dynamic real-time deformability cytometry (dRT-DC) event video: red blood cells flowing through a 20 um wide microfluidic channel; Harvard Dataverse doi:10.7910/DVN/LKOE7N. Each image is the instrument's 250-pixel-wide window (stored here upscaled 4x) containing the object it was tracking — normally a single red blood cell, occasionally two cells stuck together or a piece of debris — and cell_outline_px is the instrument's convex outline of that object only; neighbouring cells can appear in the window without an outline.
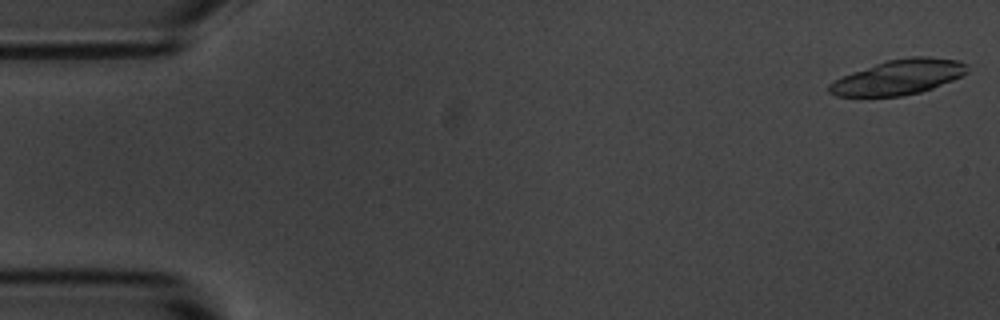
{"species": "common noctule bat (a hibernating species)", "species_latin": "Nyctalus noctula", "temperature_condition": "room temperature", "stored_images_in_passage": 31, "camera_frame_rate_fps": 3000, "um_per_image_px": 0.085, "animal": {"sex": "male", "body_mass_g": 20.1, "forearm_length_mm": 53.5}, "frame": {"image": 1, "passage_image": 1, "time_ms": 0.0, "image_size_px": [1000, 320], "cell_outline_px": [[968, 72], [952, 80], [932, 88], [920, 92], [900, 96], [836, 96], [828, 92], [828, 84], [852, 72], [888, 60], [912, 56], [928, 56], [960, 60], [968, 64]], "centroid_in_image_um": [76.41, 6.55], "position_along_channel_um": 8.6, "area_um2": 27.92}}